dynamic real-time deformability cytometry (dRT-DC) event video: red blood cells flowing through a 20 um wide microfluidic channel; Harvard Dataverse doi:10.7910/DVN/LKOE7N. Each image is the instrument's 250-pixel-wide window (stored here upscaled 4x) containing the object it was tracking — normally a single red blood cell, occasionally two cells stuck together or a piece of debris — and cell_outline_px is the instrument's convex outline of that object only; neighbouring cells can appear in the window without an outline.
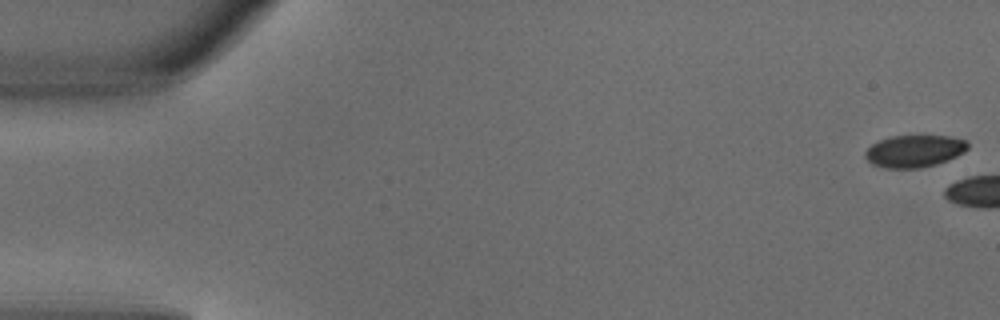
{"species": "common noctule bat (a hibernating species)", "species_latin": "Nyctalus noctula", "temperature_condition": "warm", "stored_images_in_passage": 2, "camera_frame_rate_fps": 3000, "um_per_image_px": 0.085, "animal": {"sex": "male", "body_mass_g": 18.8}, "frame": {"image": 1, "passage_image": 1, "time_ms": 0.0, "image_size_px": [1000, 320], "cell_outline_px": [[968, 148], [964, 152], [956, 156], [936, 164], [920, 168], [884, 168], [872, 164], [864, 156], [864, 152], [872, 144], [880, 140], [892, 136], [948, 136], [964, 140], [968, 144]], "centroid_in_image_um": [77.69, 12.85], "position_along_channel_um": 7.3, "area_um2": 19.07}}